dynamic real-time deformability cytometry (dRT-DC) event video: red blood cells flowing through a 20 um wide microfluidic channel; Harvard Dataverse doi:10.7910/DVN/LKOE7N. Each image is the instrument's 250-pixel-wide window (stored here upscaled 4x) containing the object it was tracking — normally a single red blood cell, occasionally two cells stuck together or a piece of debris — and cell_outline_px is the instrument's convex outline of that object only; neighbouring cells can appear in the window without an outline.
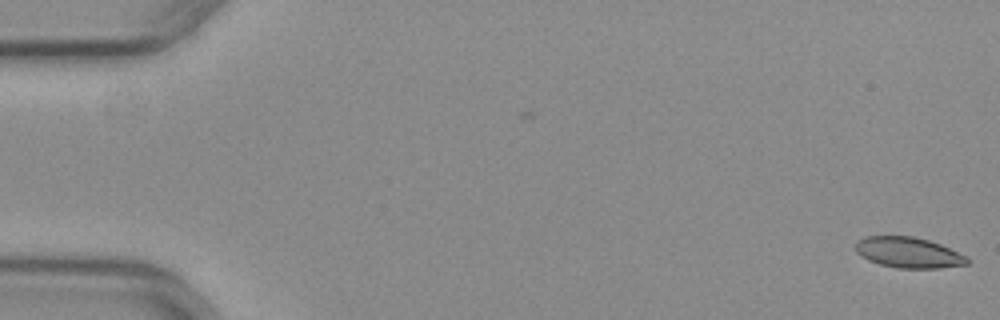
{"species": "common noctule bat (a hibernating species)", "species_latin": "Nyctalus noctula", "temperature_condition": "warm", "stored_images_in_passage": 11, "camera_frame_rate_fps": 3000, "um_per_image_px": 0.085, "animal": {"sex": "female", "body_mass_g": 29.2, "forearm_length_mm": 56.3}, "frame": {"image": 1, "passage_image": 1, "time_ms": 0.0, "image_size_px": [1000, 320], "cell_outline_px": [[972, 260], [968, 264], [940, 268], [896, 268], [880, 264], [868, 260], [860, 256], [856, 252], [856, 244], [864, 236], [912, 236], [928, 240], [940, 244], [968, 256]], "centroid_in_image_um": [77.25, 21.47], "position_along_channel_um": 7.7, "area_um2": 20.06}}